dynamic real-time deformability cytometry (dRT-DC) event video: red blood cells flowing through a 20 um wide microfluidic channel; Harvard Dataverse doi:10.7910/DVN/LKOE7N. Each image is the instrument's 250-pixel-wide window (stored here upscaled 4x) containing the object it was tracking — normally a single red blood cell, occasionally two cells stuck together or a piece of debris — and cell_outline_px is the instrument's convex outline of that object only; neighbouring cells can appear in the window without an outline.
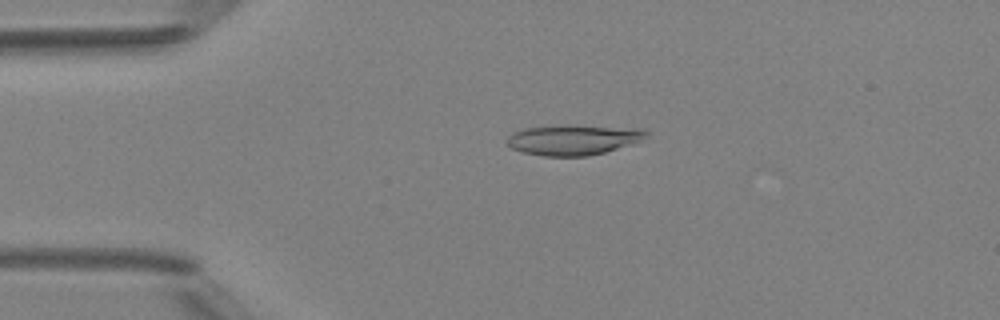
{"species": "Egyptian fruit bat (a non-hibernating species)", "species_latin": "Rousettus aegyptiacus", "temperature_condition": "room temperature", "stored_images_in_passage": 49, "camera_frame_rate_fps": 3000, "um_per_image_px": 0.085, "animal": {"sex": "female"}, "frame": {"image": 1, "passage_image": 11, "time_ms": 3.333, "image_size_px": [1000, 320], "cell_outline_px": [[648, 132], [640, 140], [632, 144], [604, 152], [588, 156], [544, 156], [524, 152], [512, 148], [504, 144], [504, 140], [512, 132], [524, 128], [564, 124], [568, 124], [644, 128]], "centroid_in_image_um": [48.69, 11.85], "position_along_channel_um": 36.3, "area_um2": 25.03}}
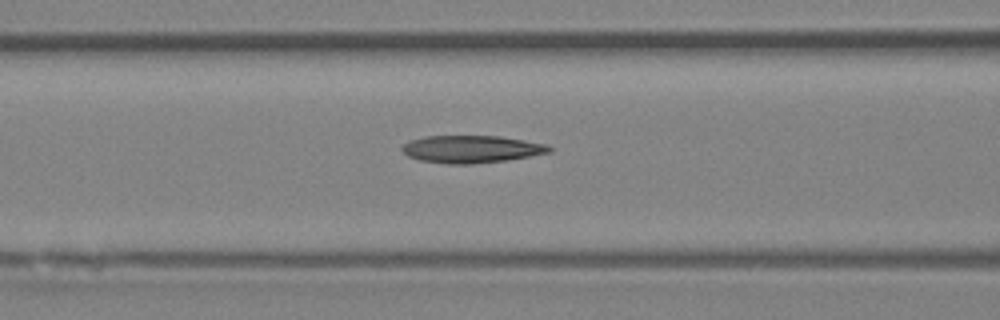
{"frame": {"image": 2, "passage_image": 20, "time_ms": 6.333, "image_size_px": [1000, 320], "cell_outline_px": [[552, 152], [508, 160], [472, 164], [448, 164], [420, 160], [408, 156], [400, 148], [404, 144], [412, 140], [424, 136], [500, 136], [524, 140], [544, 144], [552, 148]], "centroid_in_image_um": [40.07, 12.68], "position_along_channel_um": 126.5, "area_um2": 23.47}}
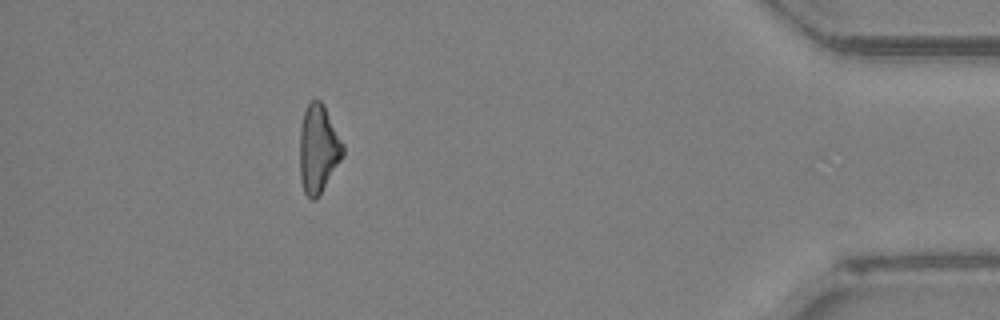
{"frame": {"image": 3, "passage_image": 44, "time_ms": 14.333, "image_size_px": [1000, 320], "cell_outline_px": [[344, 156], [316, 200], [312, 200], [304, 192], [300, 180], [300, 128], [304, 112], [308, 104], [312, 100], [320, 100], [324, 104], [344, 144]], "centroid_in_image_um": [27.07, 12.66], "position_along_channel_um": 408.1, "area_um2": 22.31}, "authors_computed_cell_mechanics": {"area_um2": 23.0044, "velocity_mm_per_s": 4.2061, "shape_relaxation_time_tau1_ms": 4.5583, "shape_relaxation_time_tau2_ms": 4.6754, "deformation_change_tau1": 0.1579, "deformation_change_tau2": 0.1815}}